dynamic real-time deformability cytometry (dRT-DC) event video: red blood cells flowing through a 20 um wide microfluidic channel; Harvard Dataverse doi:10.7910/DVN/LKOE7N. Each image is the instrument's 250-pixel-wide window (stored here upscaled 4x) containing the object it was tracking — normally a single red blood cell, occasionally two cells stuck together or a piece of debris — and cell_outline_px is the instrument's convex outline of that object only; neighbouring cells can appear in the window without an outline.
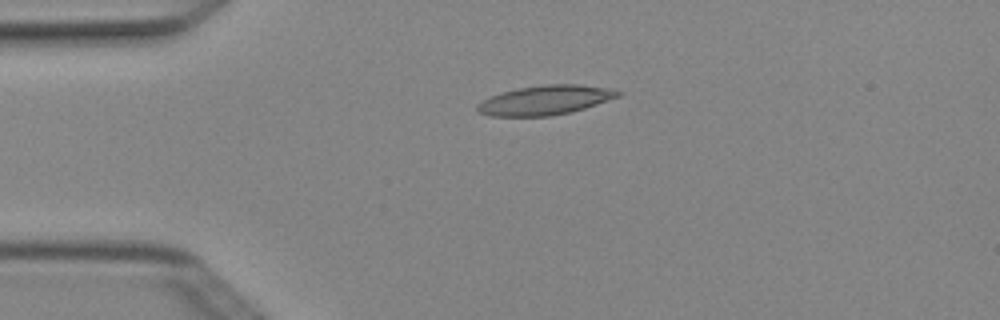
{"species": "Egyptian fruit bat (a non-hibernating species)", "species_latin": "Rousettus aegyptiacus", "temperature_condition": "cold", "stored_images_in_passage": 6, "camera_frame_rate_fps": 3000, "um_per_image_px": 0.085, "animal": {"sex": "female"}, "frame": {"image": 1, "passage_image": 1, "time_ms": 0.0, "image_size_px": [1000, 320], "cell_outline_px": [[624, 92], [620, 96], [572, 112], [548, 116], [492, 116], [480, 112], [476, 108], [476, 104], [492, 96], [504, 92], [520, 88], [544, 84], [580, 84], [604, 88]], "centroid_in_image_um": [46.36, 8.51], "position_along_channel_um": 38.6, "area_um2": 23.76}}
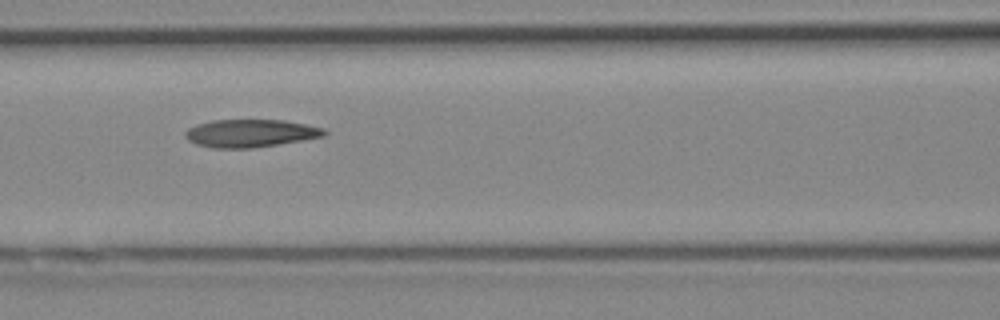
{"frame": {"image": 2, "passage_image": 4, "time_ms": 1.0, "image_size_px": [1000, 320], "cell_outline_px": [[328, 132], [324, 136], [252, 148], [212, 148], [196, 144], [188, 140], [184, 136], [184, 132], [188, 128], [196, 124], [212, 120], [284, 120], [324, 128]], "centroid_in_image_um": [21.23, 11.32], "position_along_channel_um": 145.4, "area_um2": 22.43}}
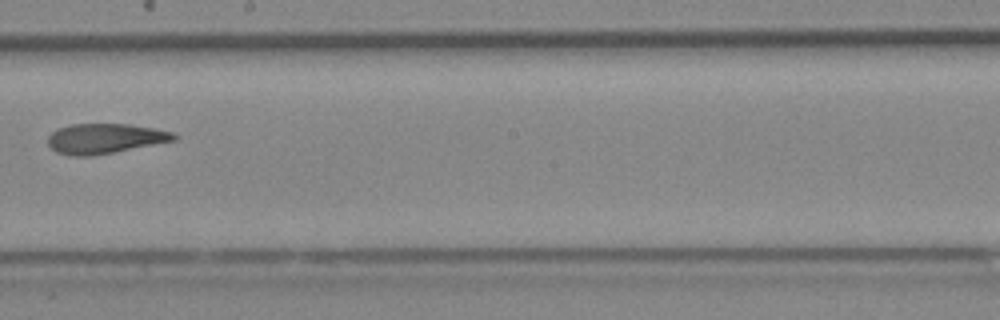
{"frame": {"image": 3, "passage_image": 6, "time_ms": 1.667, "image_size_px": [1000, 320], "cell_outline_px": [[180, 136], [176, 140], [92, 156], [72, 156], [56, 152], [48, 144], [48, 136], [56, 128], [72, 124], [128, 124], [152, 128], [172, 132]], "centroid_in_image_um": [8.9, 11.77], "position_along_channel_um": 239.3, "area_um2": 21.96}}